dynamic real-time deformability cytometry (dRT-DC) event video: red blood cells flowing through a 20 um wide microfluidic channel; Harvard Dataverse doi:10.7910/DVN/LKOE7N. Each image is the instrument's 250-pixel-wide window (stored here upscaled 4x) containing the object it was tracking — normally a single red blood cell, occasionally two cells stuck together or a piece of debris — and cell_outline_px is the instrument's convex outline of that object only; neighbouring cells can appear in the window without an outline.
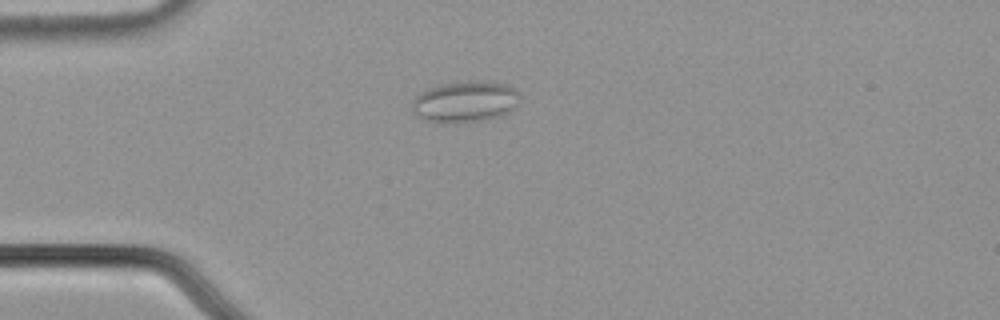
{"species": "common noctule bat (a hibernating species)", "species_latin": "Nyctalus noctula", "temperature_condition": "cold", "stored_images_in_passage": 47, "camera_frame_rate_fps": 3000, "um_per_image_px": 0.085, "animal": {"sex": "male", "body_mass_g": 21.5, "forearm_length_mm": 52.0}, "frame": {"image": 1, "passage_image": 7, "time_ms": 2.0, "image_size_px": [1000, 320], "cell_outline_px": [[516, 104], [508, 112], [500, 116], [480, 120], [448, 124], [440, 124], [416, 116], [412, 112], [412, 100], [420, 92], [428, 88], [440, 84], [472, 80], [476, 80], [508, 84], [516, 88]], "centroid_in_image_um": [39.46, 8.64], "position_along_channel_um": 45.5, "area_um2": 25.95}}
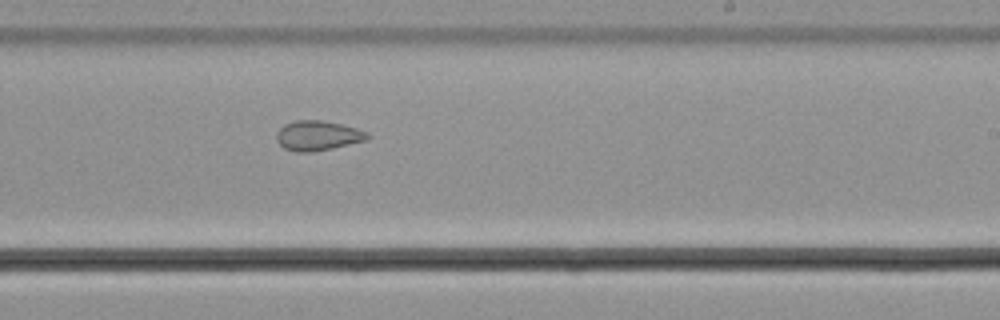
{"frame": {"image": 2, "passage_image": 26, "time_ms": 8.333, "image_size_px": [1000, 320], "cell_outline_px": [[372, 136], [364, 140], [332, 148], [312, 152], [296, 152], [284, 148], [276, 140], [276, 132], [284, 124], [296, 120], [320, 120], [340, 124], [356, 128], [368, 132]], "centroid_in_image_um": [26.98, 11.52], "position_along_channel_um": 262.0, "area_um2": 15.72}}
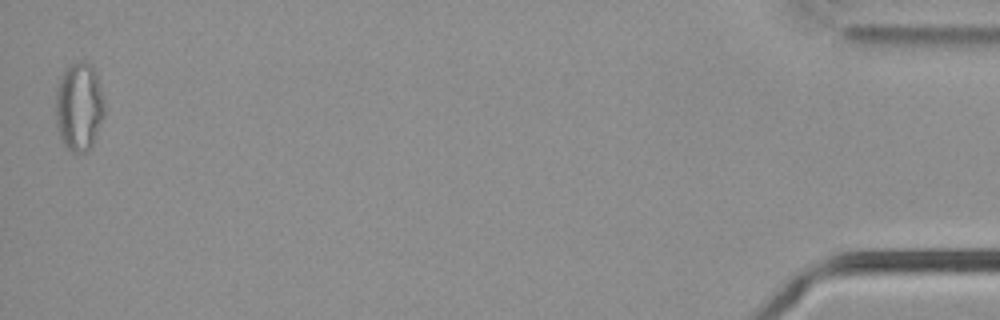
{"frame": {"image": 3, "passage_image": 47, "time_ms": 15.333, "image_size_px": [1000, 320], "cell_outline_px": [[104, 116], [92, 148], [84, 152], [72, 152], [64, 148], [56, 124], [56, 88], [60, 76], [64, 68], [80, 60], [84, 60], [92, 64], [96, 72], [104, 100]], "centroid_in_image_um": [6.72, 9.06], "position_along_channel_um": 428.5, "area_um2": 25.72}, "authors_computed_cell_mechanics": {"area_um2": 18.785, "velocity_mm_per_s": 3.7168, "shape_relaxation_time_tau1_ms": null, "shape_relaxation_time_tau2_ms": 2.3339, "deformation_change_tau1": null, "deformation_change_tau2": 0.0836}}